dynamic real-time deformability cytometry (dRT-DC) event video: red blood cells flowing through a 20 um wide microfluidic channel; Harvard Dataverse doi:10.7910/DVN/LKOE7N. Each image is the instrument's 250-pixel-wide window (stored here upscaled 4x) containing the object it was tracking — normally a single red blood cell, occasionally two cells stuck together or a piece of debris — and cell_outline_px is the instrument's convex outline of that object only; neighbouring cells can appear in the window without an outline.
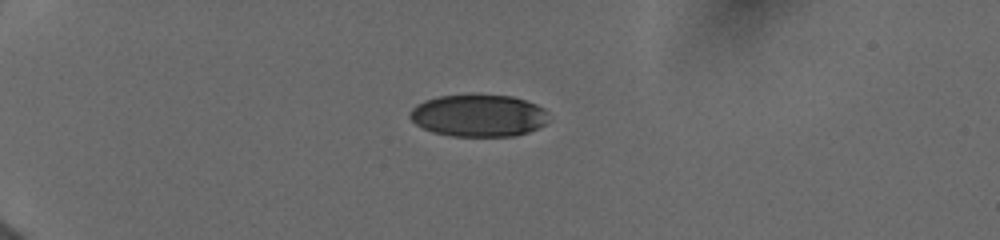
{"species": "human", "species_latin": "Homo sapiens", "temperature_condition": "cold", "stored_images_in_passage": 56, "camera_frame_rate_fps": 3000, "um_per_image_px": 0.085, "donor": {"sex": "female"}, "frame": {"image": 1, "passage_image": 1, "time_ms": 0.0, "image_size_px": [1000, 240], "cell_outline_px": [[548, 120], [544, 124], [528, 132], [516, 136], [452, 136], [432, 132], [416, 124], [408, 116], [412, 108], [416, 104], [424, 100], [440, 96], [512, 96], [536, 104], [544, 108], [548, 112]], "centroid_in_image_um": [40.67, 9.84], "position_along_channel_um": 44.3, "area_um2": 33.81}}
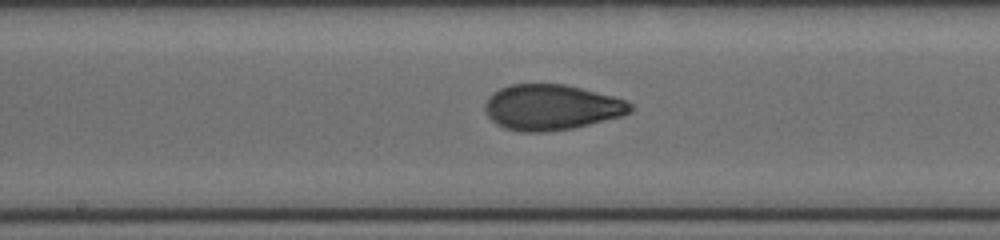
{"frame": {"image": 2, "passage_image": 22, "time_ms": 5.333, "image_size_px": [1000, 240], "cell_outline_px": [[632, 112], [620, 116], [572, 128], [548, 132], [520, 132], [504, 128], [496, 124], [488, 116], [484, 108], [484, 104], [488, 96], [492, 92], [508, 84], [564, 84], [628, 100], [632, 104]], "centroid_in_image_um": [46.83, 9.12], "position_along_channel_um": 201.4, "area_um2": 38.67}}
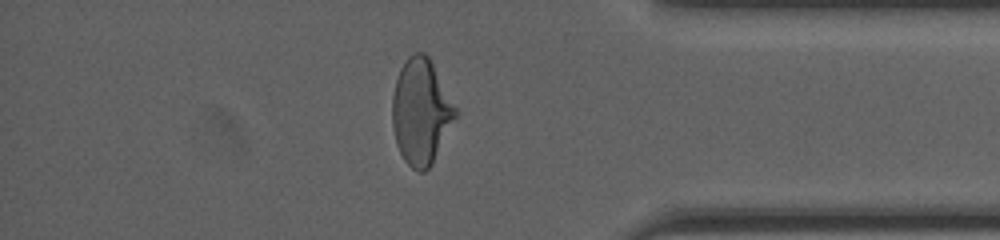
{"frame": {"image": 3, "passage_image": 43, "time_ms": 10.667, "image_size_px": [1000, 240], "cell_outline_px": [[460, 112], [432, 164], [424, 172], [420, 172], [412, 168], [404, 160], [396, 144], [392, 128], [392, 96], [396, 80], [400, 68], [408, 56], [412, 52], [424, 52], [428, 56]], "centroid_in_image_um": [35.8, 9.5], "position_along_channel_um": 399.4, "area_um2": 39.3}, "authors_computed_cell_mechanics": {"area_um2": 37.8879, "velocity_mm_per_s": 3.9771, "shape_relaxation_time_tau1_ms": 5.3831, "shape_relaxation_time_tau2_ms": 0.9118, "deformation_change_tau1": 0.1855, "deformation_change_tau2": 0.0634}}